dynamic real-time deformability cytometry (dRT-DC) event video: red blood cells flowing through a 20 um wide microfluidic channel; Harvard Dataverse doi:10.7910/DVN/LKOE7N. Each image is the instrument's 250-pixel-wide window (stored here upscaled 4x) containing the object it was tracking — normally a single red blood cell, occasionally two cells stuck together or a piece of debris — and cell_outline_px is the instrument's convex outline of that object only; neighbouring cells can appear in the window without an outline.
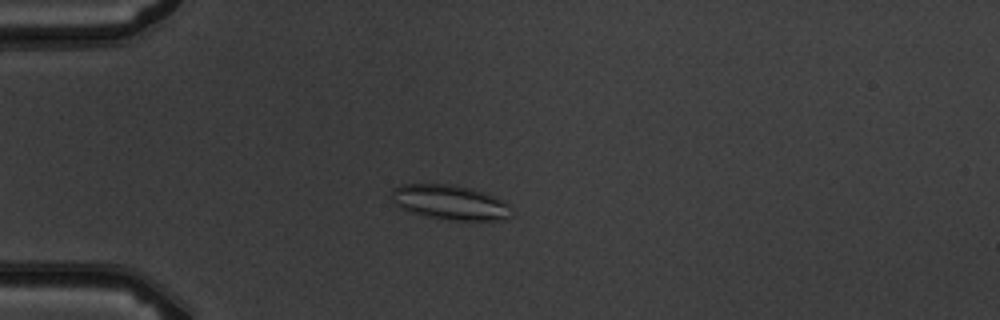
{"species": "common noctule bat (a hibernating species)", "species_latin": "Nyctalus noctula", "temperature_condition": "warm", "stored_images_in_passage": 7, "camera_frame_rate_fps": 3000, "um_per_image_px": 0.085, "animal": {"sex": "male", "body_mass_g": 19.5, "forearm_length_mm": 54.6}, "frame": {"image": 1, "passage_image": 5, "time_ms": 4.667, "image_size_px": [1000, 320], "cell_outline_px": [[512, 216], [504, 220], [448, 220], [428, 216], [412, 212], [400, 208], [392, 200], [392, 188], [400, 184], [448, 184], [468, 188], [484, 192], [504, 200], [508, 204]], "centroid_in_image_um": [38.26, 17.2], "position_along_channel_um": 46.7, "area_um2": 24.22}}
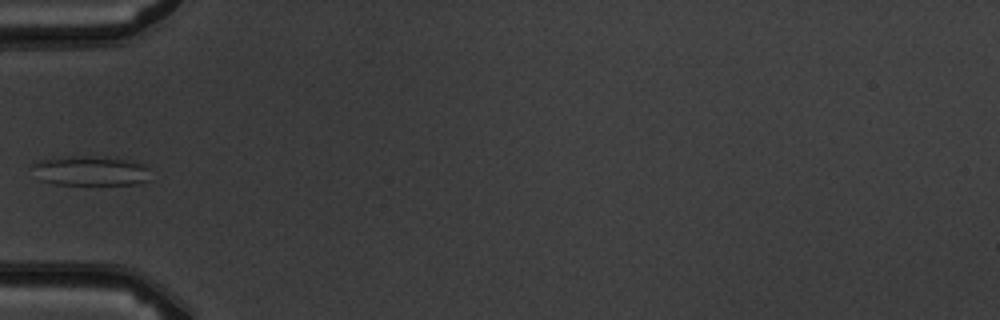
{"frame": {"image": 2, "passage_image": 6, "time_ms": 6.0, "image_size_px": [1000, 320], "cell_outline_px": [[148, 180], [136, 184], [56, 184], [40, 180], [32, 164], [40, 160], [64, 156], [104, 156], [132, 160], [148, 164]], "centroid_in_image_um": [7.75, 14.49], "position_along_channel_um": 77.3, "area_um2": 20.58}}
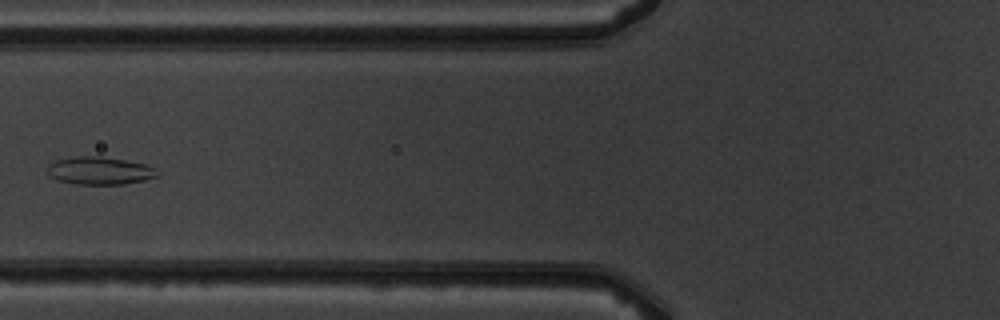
{"frame": {"image": 3, "passage_image": 7, "time_ms": 7.0, "image_size_px": [1000, 320], "cell_outline_px": [[160, 176], [144, 180], [124, 184], [76, 184], [56, 180], [48, 172], [48, 164], [56, 160], [76, 156], [100, 156], [148, 164], [156, 168], [160, 172]], "centroid_in_image_um": [8.53, 14.51], "position_along_channel_um": 117.3, "area_um2": 17.92}}